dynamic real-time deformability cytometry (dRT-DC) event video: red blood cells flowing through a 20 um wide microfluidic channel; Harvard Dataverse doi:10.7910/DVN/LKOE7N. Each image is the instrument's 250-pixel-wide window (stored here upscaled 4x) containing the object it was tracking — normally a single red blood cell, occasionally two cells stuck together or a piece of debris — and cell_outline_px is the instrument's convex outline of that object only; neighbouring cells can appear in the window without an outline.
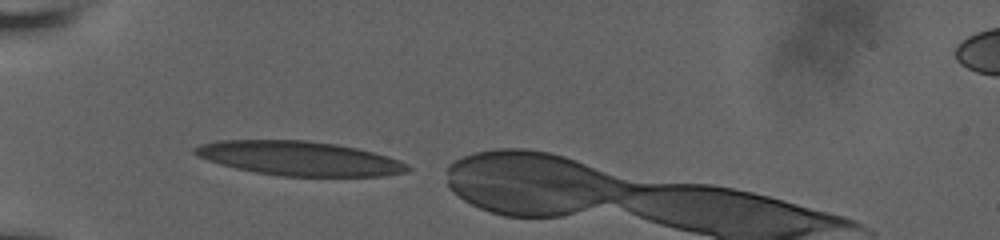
{"species": "human", "species_latin": "Homo sapiens", "temperature_condition": "room temperature", "stored_images_in_passage": 6, "camera_frame_rate_fps": 3000, "um_per_image_px": 0.085, "donor": {"sex": "male"}, "frame": {"image": 1, "passage_image": 1, "time_ms": 0.0, "image_size_px": [1000, 240], "cell_outline_px": [[412, 168], [404, 172], [384, 176], [280, 176], [256, 172], [236, 168], [220, 164], [196, 156], [192, 152], [192, 148], [200, 144], [220, 140], [304, 140], [336, 144], [356, 148], [388, 156], [400, 160], [408, 164]], "centroid_in_image_um": [25.42, 13.46], "position_along_channel_um": 59.6, "area_um2": 42.48}}
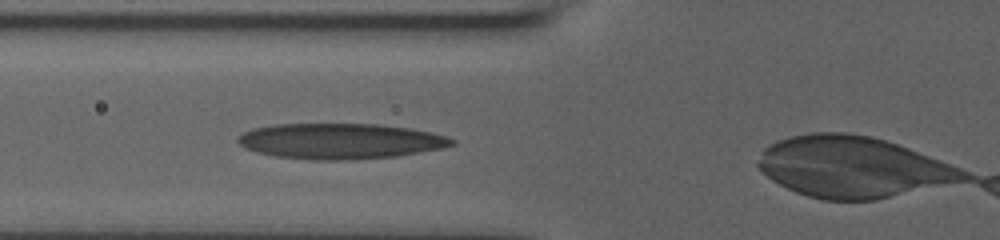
{"frame": {"image": 2, "passage_image": 5, "time_ms": 1.333, "image_size_px": [1000, 240], "cell_outline_px": [[456, 144], [440, 148], [396, 156], [348, 160], [312, 160], [276, 156], [256, 152], [240, 144], [236, 140], [236, 136], [252, 128], [276, 124], [376, 124], [412, 128], [432, 132], [448, 136], [456, 140]], "centroid_in_image_um": [28.93, 11.99], "position_along_channel_um": 96.9, "area_um2": 44.45}}